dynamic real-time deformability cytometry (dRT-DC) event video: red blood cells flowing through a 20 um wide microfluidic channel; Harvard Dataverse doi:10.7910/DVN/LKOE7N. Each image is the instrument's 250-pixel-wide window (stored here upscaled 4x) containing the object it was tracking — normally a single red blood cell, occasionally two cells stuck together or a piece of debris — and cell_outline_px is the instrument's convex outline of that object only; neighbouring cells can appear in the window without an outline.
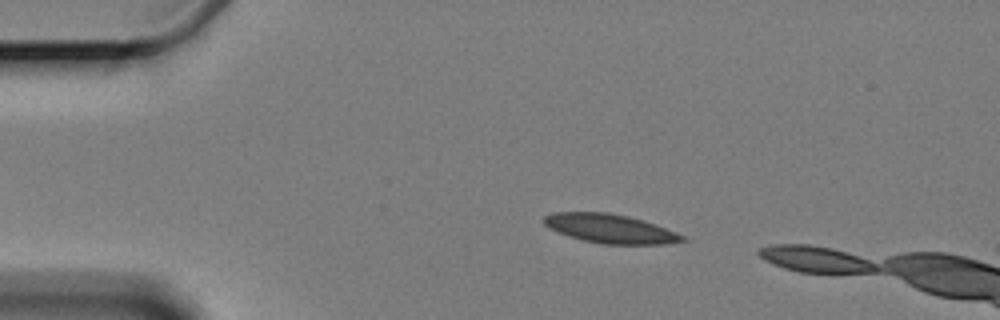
{"species": "Egyptian fruit bat (a non-hibernating species)", "species_latin": "Rousettus aegyptiacus", "temperature_condition": "cold", "stored_images_in_passage": 3, "camera_frame_rate_fps": 3000, "um_per_image_px": 0.085, "animal": {"sex": "female"}, "frame": {"image": 1, "passage_image": 1, "time_ms": 0.0, "image_size_px": [1000, 320], "cell_outline_px": [[688, 240], [668, 244], [600, 244], [568, 236], [548, 228], [544, 224], [544, 216], [552, 212], [608, 212], [628, 216], [644, 220], [676, 232], [684, 236]], "centroid_in_image_um": [51.86, 19.43], "position_along_channel_um": 33.1, "area_um2": 23.47}}